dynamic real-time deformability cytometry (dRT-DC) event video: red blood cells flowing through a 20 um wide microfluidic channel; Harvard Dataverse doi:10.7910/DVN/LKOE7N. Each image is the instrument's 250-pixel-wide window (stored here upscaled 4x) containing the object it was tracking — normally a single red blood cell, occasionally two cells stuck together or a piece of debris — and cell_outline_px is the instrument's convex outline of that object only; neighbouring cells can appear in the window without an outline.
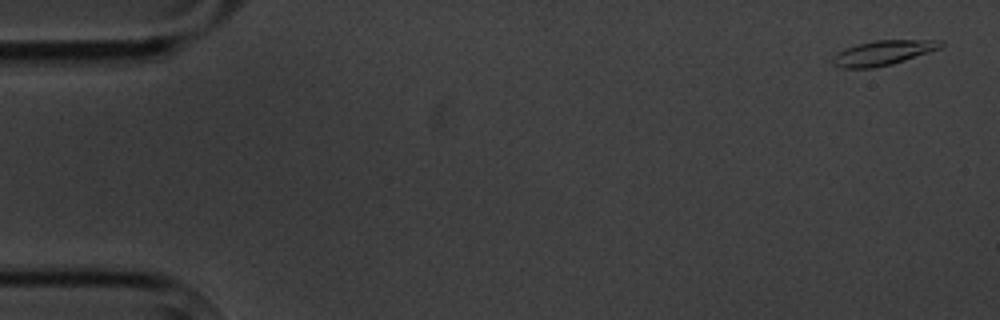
{"species": "common noctule bat (a hibernating species)", "species_latin": "Nyctalus noctula", "temperature_condition": "cold", "stored_images_in_passage": 6, "camera_frame_rate_fps": 3000, "um_per_image_px": 0.085, "animal": {"sex": "male", "body_mass_g": 20.1, "forearm_length_mm": 53.5}, "frame": {"image": 1, "passage_image": 1, "time_ms": 0.0, "image_size_px": [1000, 320], "cell_outline_px": [[944, 44], [940, 48], [892, 64], [872, 68], [840, 68], [832, 64], [832, 56], [844, 48], [856, 44], [876, 40], [944, 40]], "centroid_in_image_um": [75.01, 4.49], "position_along_channel_um": 10.0, "area_um2": 15.61}}
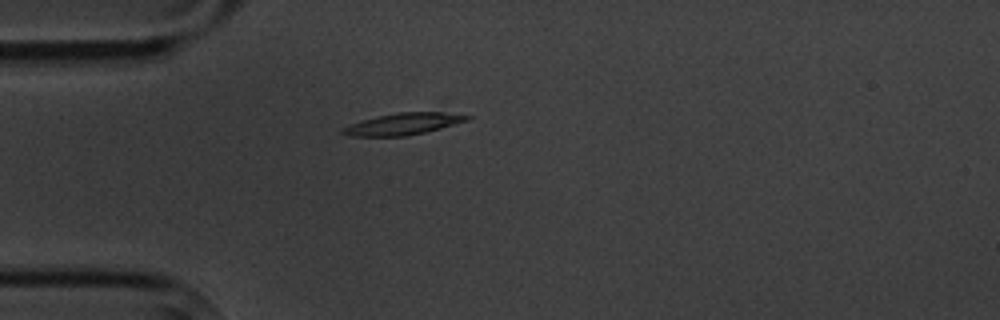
{"frame": {"image": 2, "passage_image": 5, "time_ms": 4.667, "image_size_px": [1000, 320], "cell_outline_px": [[472, 116], [468, 120], [424, 132], [404, 136], [352, 136], [340, 132], [340, 128], [348, 124], [360, 120], [396, 112], [444, 112]], "centroid_in_image_um": [34.19, 10.52], "position_along_channel_um": 50.8, "area_um2": 15.61}}